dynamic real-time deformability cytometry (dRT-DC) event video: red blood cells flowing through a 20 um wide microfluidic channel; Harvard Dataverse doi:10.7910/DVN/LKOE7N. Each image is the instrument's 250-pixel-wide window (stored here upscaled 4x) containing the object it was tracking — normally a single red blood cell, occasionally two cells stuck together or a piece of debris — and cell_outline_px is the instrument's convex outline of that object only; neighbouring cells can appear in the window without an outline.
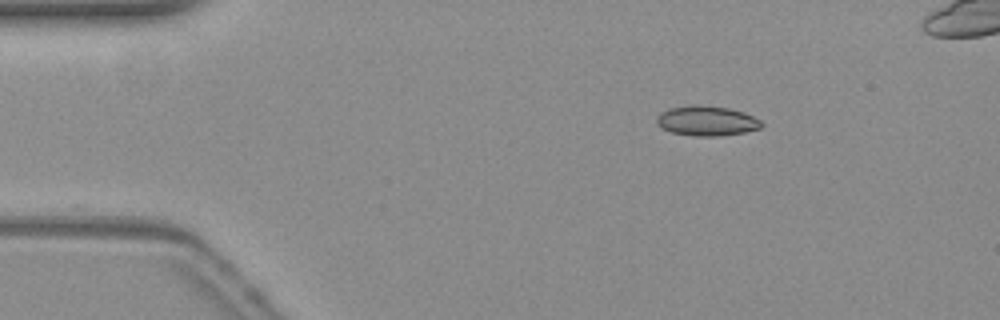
{"species": "common noctule bat (a hibernating species)", "species_latin": "Nyctalus noctula", "temperature_condition": "warm", "stored_images_in_passage": 19, "camera_frame_rate_fps": 3000, "um_per_image_px": 0.085, "animal": {"sex": "female", "body_mass_g": 19.3, "forearm_length_mm": 54.1}, "frame": {"image": 1, "passage_image": 1, "time_ms": 0.0, "image_size_px": [1000, 320], "cell_outline_px": [[764, 124], [760, 128], [744, 132], [716, 136], [696, 136], [672, 132], [656, 124], [656, 120], [660, 112], [668, 108], [728, 108], [744, 112], [760, 120]], "centroid_in_image_um": [60.1, 10.32], "position_along_channel_um": 24.9, "area_um2": 17.28}}
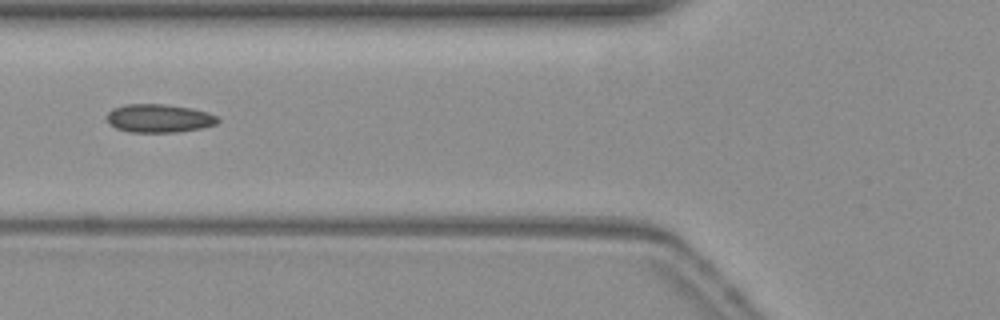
{"frame": {"image": 2, "passage_image": 13, "time_ms": 4.0, "image_size_px": [1000, 320], "cell_outline_px": [[220, 120], [216, 124], [200, 128], [176, 132], [132, 132], [116, 128], [108, 120], [108, 112], [112, 108], [124, 104], [164, 104], [192, 108], [208, 112], [216, 116]], "centroid_in_image_um": [13.53, 10.04], "position_along_channel_um": 112.3, "area_um2": 18.21}}
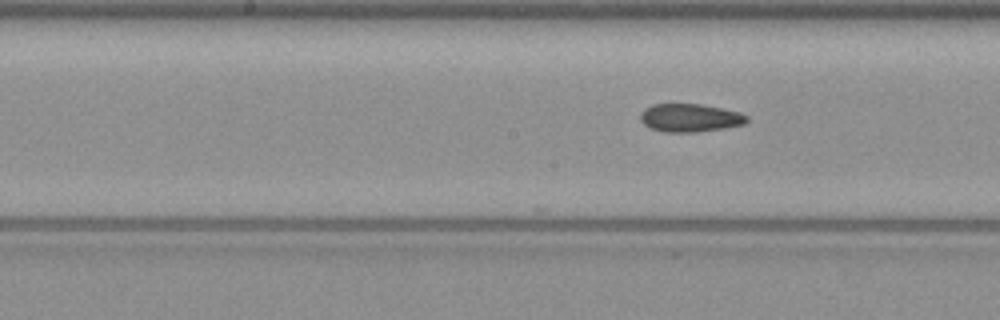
{"frame": {"image": 3, "passage_image": 19, "time_ms": 6.0, "image_size_px": [1000, 320], "cell_outline_px": [[748, 120], [744, 124], [696, 132], [664, 132], [648, 128], [640, 120], [640, 112], [644, 108], [652, 104], [700, 104], [740, 112], [748, 116]], "centroid_in_image_um": [58.59, 10.01], "position_along_channel_um": 189.6, "area_um2": 17.46}}